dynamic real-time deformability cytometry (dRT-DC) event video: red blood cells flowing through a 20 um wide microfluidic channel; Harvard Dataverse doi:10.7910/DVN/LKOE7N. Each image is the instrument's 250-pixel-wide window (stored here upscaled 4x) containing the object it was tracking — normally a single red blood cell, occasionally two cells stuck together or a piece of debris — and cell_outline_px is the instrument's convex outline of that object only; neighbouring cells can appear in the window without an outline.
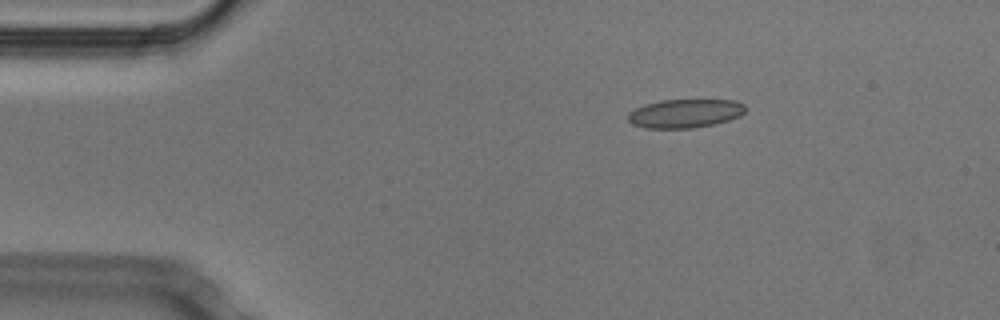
{"species": "Egyptian fruit bat (a non-hibernating species)", "species_latin": "Rousettus aegyptiacus", "temperature_condition": "cold", "stored_images_in_passage": 45, "camera_frame_rate_fps": 3000, "um_per_image_px": 0.085, "animal": {"sex": "male"}, "frame": {"image": 1, "passage_image": 1, "time_ms": 0.0, "image_size_px": [1000, 320], "cell_outline_px": [[744, 112], [740, 116], [728, 120], [712, 124], [692, 128], [644, 128], [632, 124], [628, 120], [628, 112], [644, 104], [660, 100], [736, 100], [744, 104]], "centroid_in_image_um": [58.2, 9.64], "position_along_channel_um": 26.8, "area_um2": 19.59}}
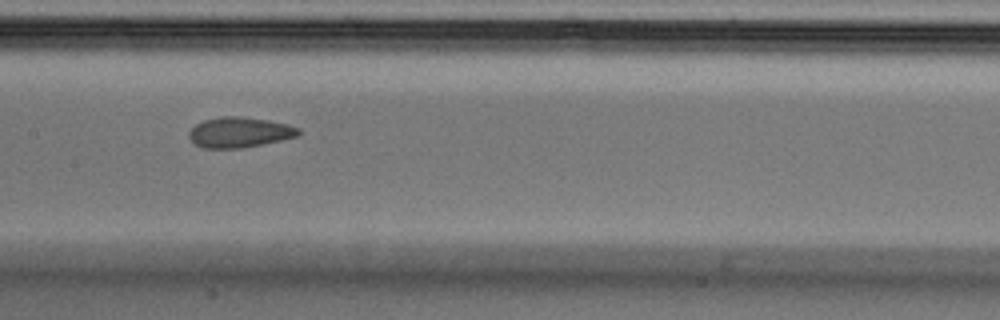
{"frame": {"image": 2, "passage_image": 18, "time_ms": 5.667, "image_size_px": [1000, 320], "cell_outline_px": [[300, 136], [240, 148], [204, 148], [196, 144], [188, 136], [188, 132], [196, 124], [204, 120], [220, 116], [236, 116], [268, 120], [288, 124], [300, 128]], "centroid_in_image_um": [20.37, 11.24], "position_along_channel_um": 187.0, "area_um2": 19.25}}
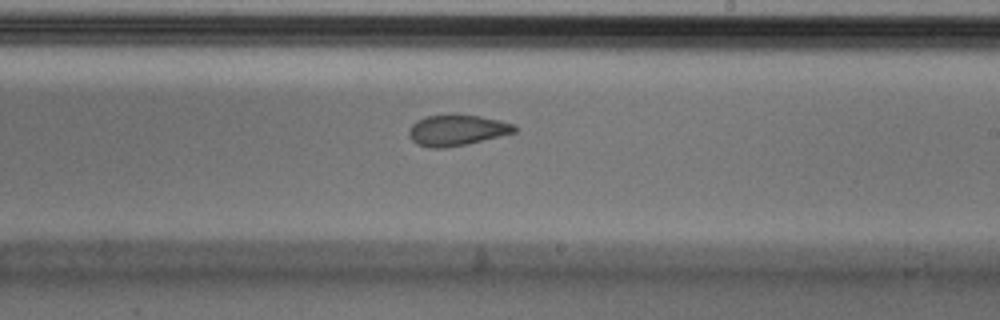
{"frame": {"image": 3, "passage_image": 23, "time_ms": 7.333, "image_size_px": [1000, 320], "cell_outline_px": [[516, 132], [468, 144], [444, 148], [428, 148], [416, 144], [408, 136], [408, 128], [416, 120], [428, 116], [480, 116], [500, 120], [512, 124], [516, 128]], "centroid_in_image_um": [38.79, 11.1], "position_along_channel_um": 250.2, "area_um2": 18.79}, "authors_computed_cell_mechanics": {"area_um2": 19.9988, "velocity_mm_per_s": 3.8022, "shape_relaxation_time_tau1_ms": 10.0121, "shape_relaxation_time_tau2_ms": 2.0405, "deformation_change_tau1": 0.1511, "deformation_change_tau2": 0.0871}}